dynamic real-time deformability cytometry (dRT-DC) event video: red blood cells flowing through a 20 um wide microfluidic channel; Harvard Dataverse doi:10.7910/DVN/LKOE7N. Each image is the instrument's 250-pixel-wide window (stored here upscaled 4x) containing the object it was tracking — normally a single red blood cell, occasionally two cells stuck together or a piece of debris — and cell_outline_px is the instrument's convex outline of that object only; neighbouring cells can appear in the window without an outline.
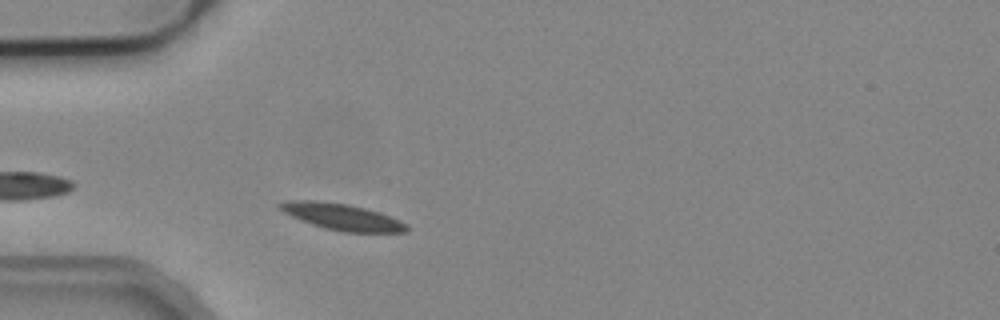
{"species": "common noctule bat (a hibernating species)", "species_latin": "Nyctalus noctula", "temperature_condition": "cold", "stored_images_in_passage": 2, "camera_frame_rate_fps": 3000, "um_per_image_px": 0.085, "animal": {"sex": "male", "body_mass_g": 19.2, "forearm_length_mm": 51.8}, "frame": {"image": 1, "passage_image": 2, "time_ms": 0.333, "image_size_px": [1000, 320], "cell_outline_px": [[408, 232], [344, 232], [324, 228], [300, 220], [284, 212], [276, 204], [288, 200], [316, 200], [348, 204], [380, 212], [400, 220], [408, 224]], "centroid_in_image_um": [29.08, 18.43], "position_along_channel_um": 55.9, "area_um2": 19.54}}